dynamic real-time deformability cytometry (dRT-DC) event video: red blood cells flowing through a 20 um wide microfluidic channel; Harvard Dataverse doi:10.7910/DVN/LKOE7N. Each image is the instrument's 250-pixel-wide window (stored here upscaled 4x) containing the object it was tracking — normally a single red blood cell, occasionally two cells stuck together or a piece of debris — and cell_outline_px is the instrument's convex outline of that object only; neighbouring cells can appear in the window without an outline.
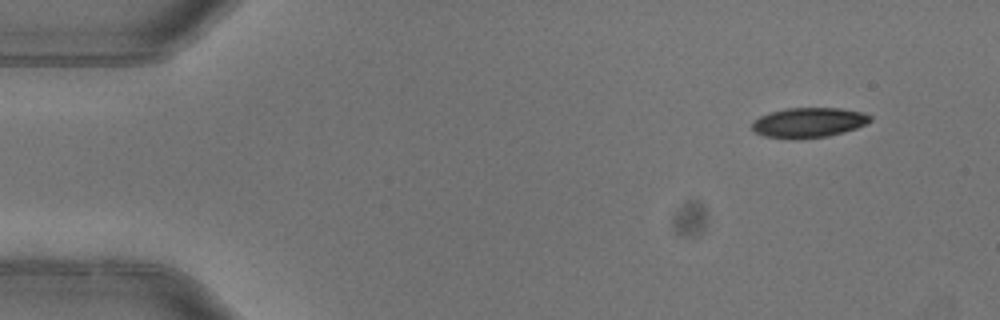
{"species": "common noctule bat (a hibernating species)", "species_latin": "Nyctalus noctula", "temperature_condition": "warm", "stored_images_in_passage": 7, "segment_of_instrument_passage": [2, 2], "camera_frame_rate_fps": 3000, "um_per_image_px": 0.085, "animal": {"sex": "female"}, "frame": {"image": 1, "passage_image": 7, "time_ms": 2.0, "image_size_px": [1000, 320], "cell_outline_px": [[872, 120], [856, 128], [824, 136], [764, 136], [756, 132], [752, 128], [752, 120], [760, 116], [772, 112], [788, 108], [840, 108], [864, 112], [872, 116]], "centroid_in_image_um": [68.77, 10.36], "position_along_channel_um": 16.2, "area_um2": 19.65}}